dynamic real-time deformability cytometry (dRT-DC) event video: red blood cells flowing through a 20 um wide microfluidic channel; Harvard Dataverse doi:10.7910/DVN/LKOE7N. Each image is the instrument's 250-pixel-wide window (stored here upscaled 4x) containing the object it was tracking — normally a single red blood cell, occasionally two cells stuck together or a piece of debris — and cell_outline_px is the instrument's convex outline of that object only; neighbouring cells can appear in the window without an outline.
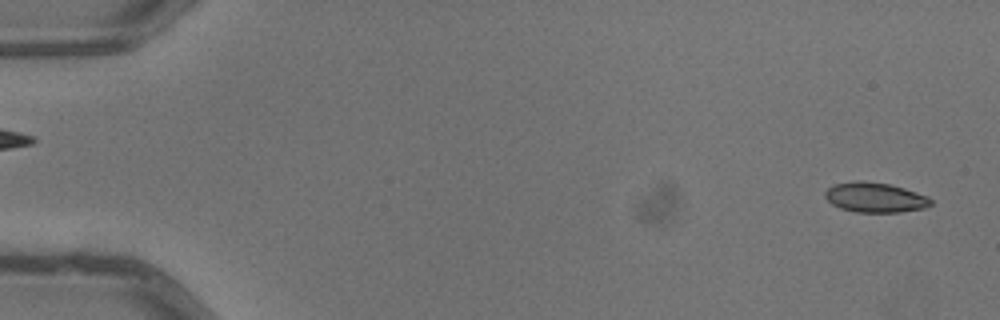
{"species": "common noctule bat (a hibernating species)", "species_latin": "Nyctalus noctula", "temperature_condition": "warm", "stored_images_in_passage": 4, "segment_of_instrument_passage": [2, 2], "camera_frame_rate_fps": 3000, "um_per_image_px": 0.085, "animal": {"sex": "male", "body_mass_g": 13.3}, "frame": {"image": 1, "passage_image": 4, "time_ms": 1.0, "image_size_px": [1000, 320], "cell_outline_px": [[932, 204], [924, 208], [900, 212], [856, 212], [840, 208], [832, 204], [824, 196], [824, 192], [832, 184], [856, 180], [860, 180], [888, 184], [904, 188], [928, 196], [932, 200]], "centroid_in_image_um": [74.36, 16.78], "position_along_channel_um": 10.6, "area_um2": 18.5}}